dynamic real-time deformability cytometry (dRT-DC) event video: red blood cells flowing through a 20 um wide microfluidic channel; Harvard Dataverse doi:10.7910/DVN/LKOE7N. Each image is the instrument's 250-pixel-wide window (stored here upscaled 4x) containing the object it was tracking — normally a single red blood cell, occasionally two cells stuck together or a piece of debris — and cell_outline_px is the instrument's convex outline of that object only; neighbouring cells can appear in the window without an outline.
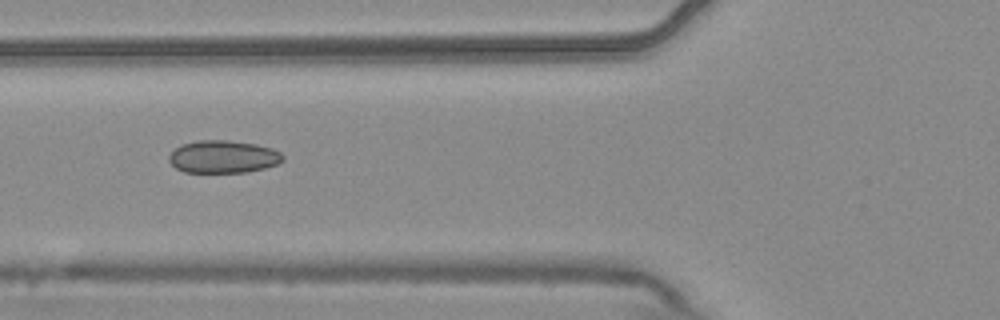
{"species": "common noctule bat (a hibernating species)", "species_latin": "Nyctalus noctula", "temperature_condition": "warm", "stored_images_in_passage": 6, "camera_frame_rate_fps": 3000, "um_per_image_px": 0.085, "animal": {"sex": "male", "body_mass_g": 20.4}, "frame": {"image": 1, "passage_image": 2, "time_ms": 0.333, "image_size_px": [1000, 320], "cell_outline_px": [[284, 160], [276, 164], [264, 168], [248, 172], [184, 172], [176, 168], [168, 160], [168, 156], [180, 144], [200, 140], [228, 140], [256, 144], [272, 148], [280, 152], [284, 156]], "centroid_in_image_um": [18.97, 13.32], "position_along_channel_um": 106.8, "area_um2": 21.68}}
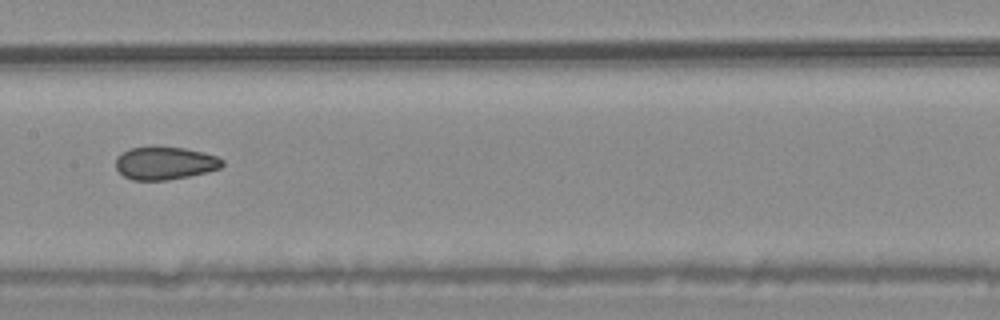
{"frame": {"image": 2, "passage_image": 4, "time_ms": 1.0, "image_size_px": [1000, 320], "cell_outline_px": [[224, 164], [220, 168], [188, 176], [168, 180], [132, 180], [124, 176], [116, 168], [116, 156], [132, 148], [184, 148], [216, 156], [224, 160]], "centroid_in_image_um": [14.01, 13.89], "position_along_channel_um": 193.4, "area_um2": 19.88}}
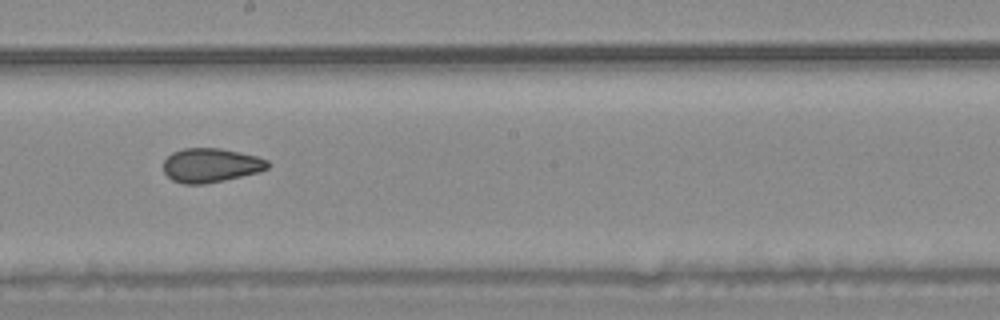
{"frame": {"image": 3, "passage_image": 5, "time_ms": 1.333, "image_size_px": [1000, 320], "cell_outline_px": [[272, 164], [268, 168], [260, 172], [224, 180], [204, 184], [184, 184], [172, 180], [164, 172], [164, 160], [172, 152], [184, 148], [220, 148], [240, 152], [256, 156], [268, 160]], "centroid_in_image_um": [17.94, 14.04], "position_along_channel_um": 230.3, "area_um2": 20.87}}